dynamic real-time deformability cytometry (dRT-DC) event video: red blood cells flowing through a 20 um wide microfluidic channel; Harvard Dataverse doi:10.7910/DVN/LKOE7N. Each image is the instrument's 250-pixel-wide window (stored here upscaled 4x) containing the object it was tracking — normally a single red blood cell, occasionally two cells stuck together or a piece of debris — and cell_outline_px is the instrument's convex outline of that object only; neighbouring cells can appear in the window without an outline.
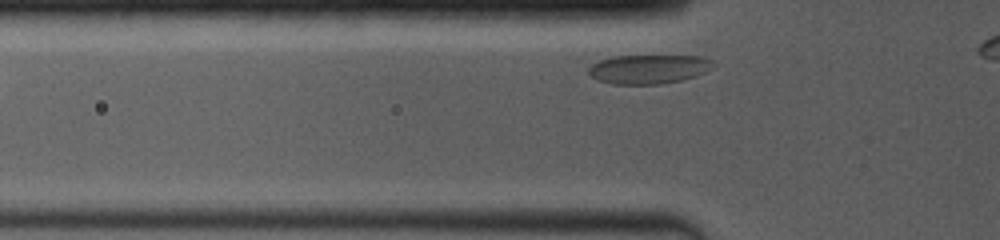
{"species": "common noctule bat (a hibernating species)", "species_latin": "Nyctalus noctula", "temperature_condition": "room temperature", "stored_images_in_passage": 26, "camera_frame_rate_fps": 4000, "um_per_image_px": 0.085, "animal": {"sex": "female", "body_mass_g": 19.0, "forearm_length_mm": 53.3}, "frame": {"image": 1, "passage_image": 4, "time_ms": 0.5, "image_size_px": [1000, 240], "cell_outline_px": [[716, 64], [712, 68], [704, 72], [680, 80], [664, 84], [612, 84], [600, 80], [592, 76], [588, 72], [588, 68], [592, 64], [600, 60], [616, 56], [700, 56], [712, 60]], "centroid_in_image_um": [55.15, 5.87], "position_along_channel_um": 70.7, "area_um2": 20.92}}
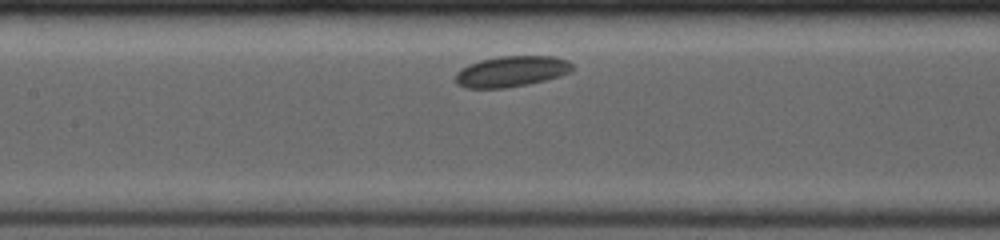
{"frame": {"image": 2, "passage_image": 17, "time_ms": 3.0, "image_size_px": [1000, 240], "cell_outline_px": [[572, 72], [560, 76], [528, 84], [504, 88], [464, 88], [456, 84], [456, 72], [468, 64], [480, 60], [500, 56], [552, 56], [568, 60], [572, 64]], "centroid_in_image_um": [43.46, 6.07], "position_along_channel_um": 163.9, "area_um2": 21.04}}
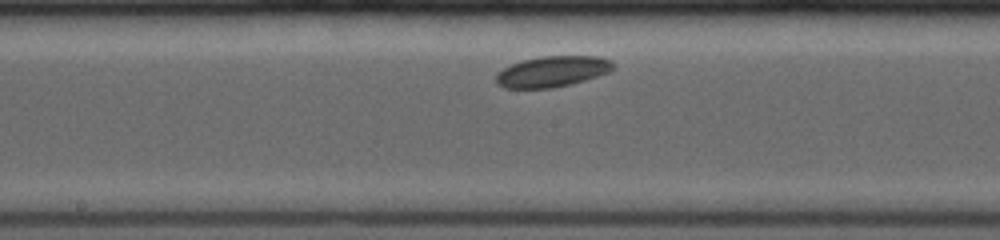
{"frame": {"image": 3, "passage_image": 22, "time_ms": 4.0, "image_size_px": [1000, 240], "cell_outline_px": [[616, 68], [608, 72], [584, 80], [552, 88], [504, 88], [496, 80], [496, 76], [504, 68], [512, 64], [524, 60], [544, 56], [600, 56], [612, 60], [616, 64]], "centroid_in_image_um": [47.02, 6.06], "position_along_channel_um": 201.2, "area_um2": 20.81}}